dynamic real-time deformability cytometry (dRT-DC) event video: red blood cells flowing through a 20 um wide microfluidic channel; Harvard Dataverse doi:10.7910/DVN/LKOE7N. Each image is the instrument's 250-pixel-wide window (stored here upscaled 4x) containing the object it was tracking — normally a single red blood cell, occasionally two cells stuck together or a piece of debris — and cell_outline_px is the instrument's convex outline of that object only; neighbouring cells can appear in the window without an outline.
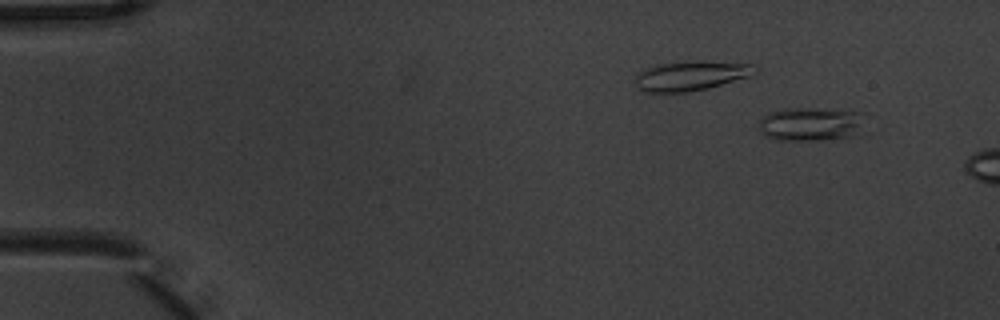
{"species": "common noctule bat (a hibernating species)", "species_latin": "Nyctalus noctula", "temperature_condition": "warm", "stored_images_in_passage": 2, "camera_frame_rate_fps": 3000, "um_per_image_px": 0.085, "animal": {"sex": "male", "body_mass_g": 20.1, "forearm_length_mm": 53.5}, "frame": {"image": 1, "passage_image": 1, "time_ms": 0.0, "image_size_px": [1000, 320], "cell_outline_px": [[864, 112], [848, 136], [816, 140], [776, 140], [764, 136], [760, 132], [760, 120], [768, 112], [784, 108], [816, 108]], "centroid_in_image_um": [68.71, 10.52], "position_along_channel_um": 16.3, "area_um2": 20.0}}